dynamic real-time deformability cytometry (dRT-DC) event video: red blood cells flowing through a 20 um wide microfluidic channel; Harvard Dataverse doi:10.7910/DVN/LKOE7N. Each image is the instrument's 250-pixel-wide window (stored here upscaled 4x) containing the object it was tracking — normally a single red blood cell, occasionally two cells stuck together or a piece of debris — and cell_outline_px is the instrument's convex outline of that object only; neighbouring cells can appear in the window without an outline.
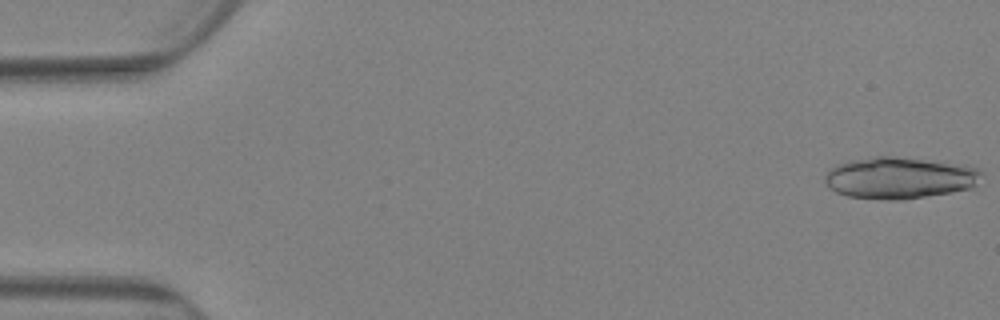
{"species": "Egyptian fruit bat (a non-hibernating species)", "species_latin": "Rousettus aegyptiacus", "temperature_condition": "warm", "stored_images_in_passage": 27, "camera_frame_rate_fps": 3000, "um_per_image_px": 0.085, "animal": {"sex": "female"}, "frame": {"image": 1, "passage_image": 1, "time_ms": 0.0, "image_size_px": [1000, 320], "cell_outline_px": [[984, 172], [968, 188], [952, 192], [904, 200], [888, 200], [848, 196], [836, 192], [828, 188], [824, 180], [824, 176], [828, 168], [852, 160], [876, 156], [892, 156], [968, 164]], "centroid_in_image_um": [76.42, 15.11], "position_along_channel_um": 8.6, "area_um2": 38.09}}